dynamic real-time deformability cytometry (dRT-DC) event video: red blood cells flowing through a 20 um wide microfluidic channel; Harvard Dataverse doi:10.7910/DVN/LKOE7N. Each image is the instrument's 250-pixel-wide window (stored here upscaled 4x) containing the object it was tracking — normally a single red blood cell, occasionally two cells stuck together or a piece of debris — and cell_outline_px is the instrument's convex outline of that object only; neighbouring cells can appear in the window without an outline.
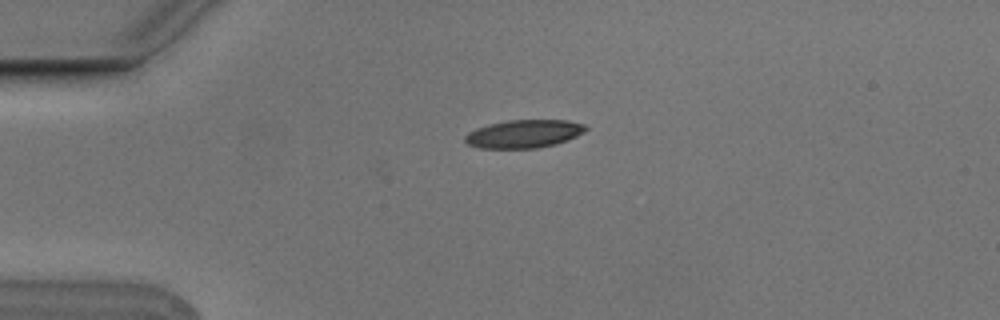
{"species": "Egyptian fruit bat (a non-hibernating species)", "species_latin": "Rousettus aegyptiacus", "temperature_condition": "cold", "stored_images_in_passage": 2, "camera_frame_rate_fps": 3000, "um_per_image_px": 0.085, "animal": {"sex": "male"}, "frame": {"image": 1, "passage_image": 1, "time_ms": 0.0, "image_size_px": [1000, 320], "cell_outline_px": [[588, 128], [584, 132], [568, 140], [556, 144], [536, 148], [480, 148], [468, 144], [464, 140], [464, 136], [468, 132], [476, 128], [488, 124], [508, 120], [568, 120], [584, 124]], "centroid_in_image_um": [44.53, 11.37], "position_along_channel_um": 40.5, "area_um2": 19.83}}